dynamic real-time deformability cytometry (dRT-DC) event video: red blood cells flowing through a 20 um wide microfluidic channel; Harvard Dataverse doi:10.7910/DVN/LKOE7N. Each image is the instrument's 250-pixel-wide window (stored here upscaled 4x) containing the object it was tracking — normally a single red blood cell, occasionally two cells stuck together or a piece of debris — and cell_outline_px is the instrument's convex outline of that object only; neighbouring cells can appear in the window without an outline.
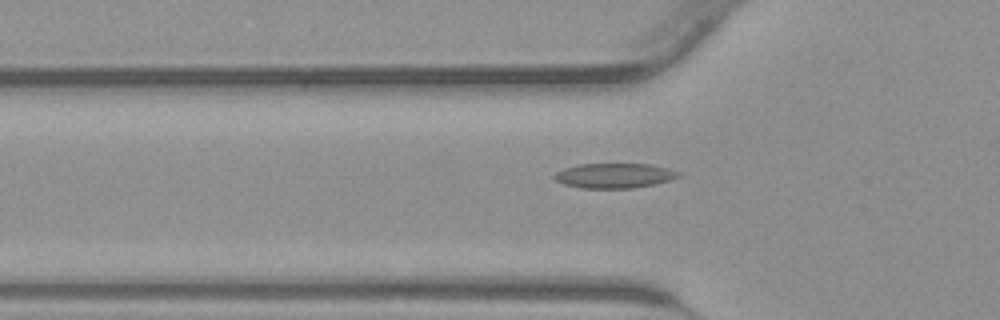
{"species": "common noctule bat (a hibernating species)", "species_latin": "Nyctalus noctula", "temperature_condition": "warm", "stored_images_in_passage": 41, "camera_frame_rate_fps": 3000, "um_per_image_px": 0.085, "animal": {"sex": "male", "body_mass_g": 23.1, "forearm_length_mm": 52.7}, "frame": {"image": 1, "passage_image": 12, "time_ms": 3.667, "image_size_px": [1000, 320], "cell_outline_px": [[680, 176], [656, 184], [632, 188], [580, 188], [564, 184], [556, 180], [552, 176], [556, 172], [564, 168], [576, 164], [652, 164], [668, 168], [680, 172]], "centroid_in_image_um": [52.2, 14.92], "position_along_channel_um": 73.6, "area_um2": 18.03}}
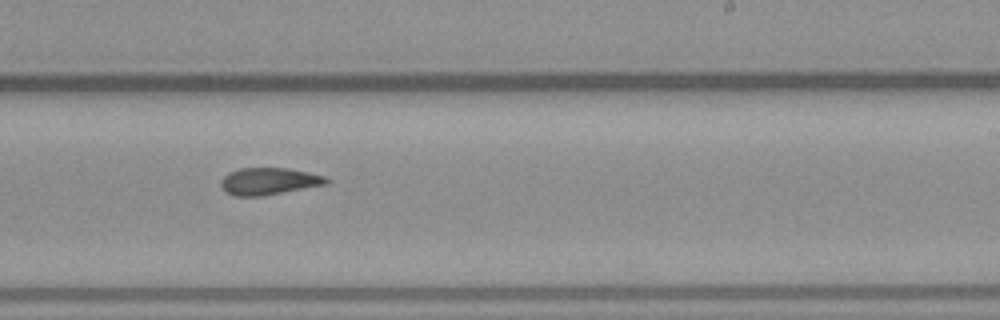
{"frame": {"image": 2, "passage_image": 24, "time_ms": 7.667, "image_size_px": [1000, 320], "cell_outline_px": [[328, 184], [264, 196], [236, 196], [228, 192], [220, 184], [220, 180], [228, 172], [240, 168], [288, 168], [308, 172], [324, 176], [328, 180]], "centroid_in_image_um": [22.86, 15.4], "position_along_channel_um": 266.1, "area_um2": 16.59}}
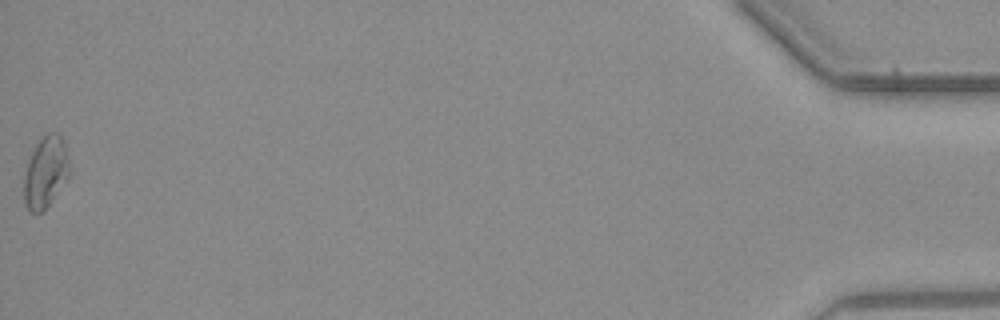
{"frame": {"image": 3, "passage_image": 41, "time_ms": 13.333, "image_size_px": [1000, 320], "cell_outline_px": [[68, 176], [44, 212], [36, 216], [28, 212], [24, 204], [24, 176], [28, 160], [36, 144], [48, 132], [56, 132], [64, 140], [68, 156]], "centroid_in_image_um": [3.84, 14.69], "position_along_channel_um": 431.4, "area_um2": 19.02}}